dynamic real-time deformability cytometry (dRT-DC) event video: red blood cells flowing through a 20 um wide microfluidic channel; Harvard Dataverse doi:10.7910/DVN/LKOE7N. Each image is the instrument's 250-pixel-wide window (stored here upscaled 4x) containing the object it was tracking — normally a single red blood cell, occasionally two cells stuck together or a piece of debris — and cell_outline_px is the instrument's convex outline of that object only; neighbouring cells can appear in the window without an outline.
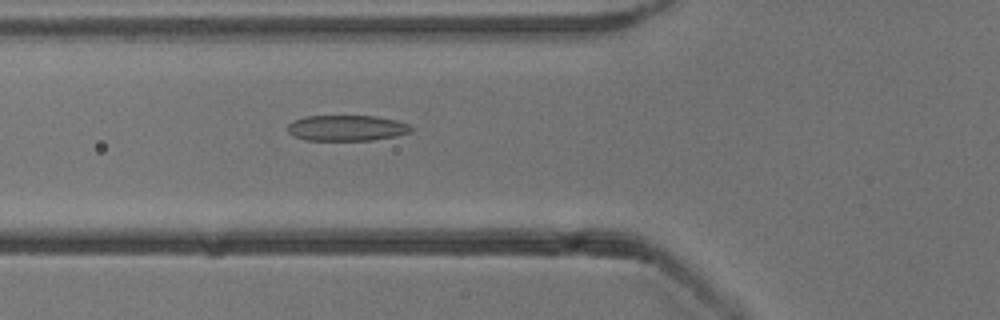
{"species": "common noctule bat (a hibernating species)", "species_latin": "Nyctalus noctula", "temperature_condition": "cold", "stored_images_in_passage": 54, "camera_frame_rate_fps": 3000, "um_per_image_px": 0.085, "animal": {"sex": "male", "body_mass_g": 13.3}, "frame": {"image": 1, "passage_image": 20, "time_ms": 6.333, "image_size_px": [1000, 320], "cell_outline_px": [[412, 132], [396, 136], [372, 140], [304, 140], [292, 136], [288, 132], [288, 124], [292, 120], [304, 116], [376, 116], [396, 120], [408, 124], [412, 128]], "centroid_in_image_um": [29.44, 10.88], "position_along_channel_um": 96.4, "area_um2": 18.67}}
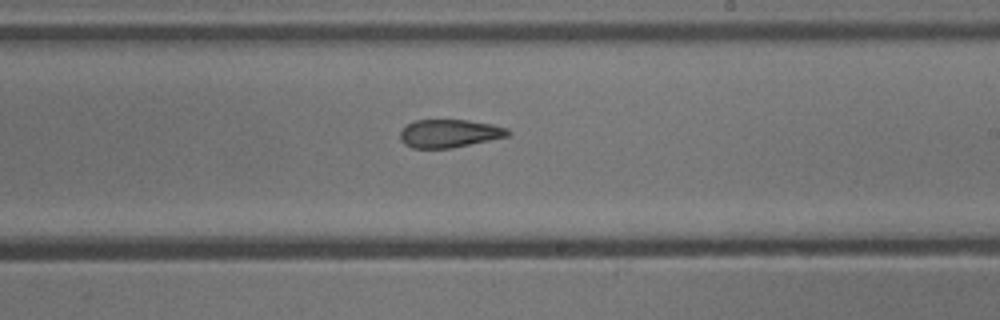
{"frame": {"image": 2, "passage_image": 32, "time_ms": 10.333, "image_size_px": [1000, 320], "cell_outline_px": [[512, 132], [508, 136], [448, 148], [412, 148], [404, 144], [400, 140], [400, 132], [408, 124], [416, 120], [468, 120], [492, 124], [508, 128]], "centroid_in_image_um": [38.19, 11.33], "position_along_channel_um": 250.8, "area_um2": 17.46}}
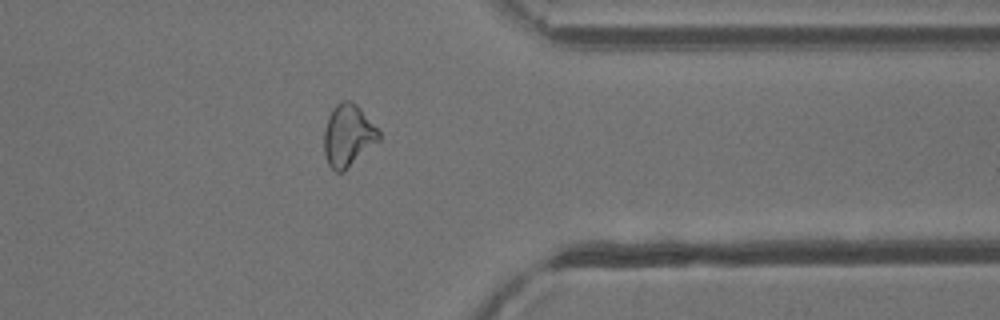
{"frame": {"image": 3, "passage_image": 43, "time_ms": 14.0, "image_size_px": [1000, 320], "cell_outline_px": [[380, 140], [344, 172], [336, 172], [328, 164], [324, 152], [324, 128], [328, 116], [332, 108], [336, 104], [344, 100], [352, 100], [360, 108], [380, 132]], "centroid_in_image_um": [29.57, 11.52], "position_along_channel_um": 381.8, "area_um2": 19.94}, "authors_computed_cell_mechanics": {"area_um2": 19.5364, "velocity_mm_per_s": 3.8406, "shape_relaxation_time_tau1_ms": 8.82, "shape_relaxation_time_tau2_ms": 2.1083, "deformation_change_tau1": 0.2081, "deformation_change_tau2": 0.0981}}